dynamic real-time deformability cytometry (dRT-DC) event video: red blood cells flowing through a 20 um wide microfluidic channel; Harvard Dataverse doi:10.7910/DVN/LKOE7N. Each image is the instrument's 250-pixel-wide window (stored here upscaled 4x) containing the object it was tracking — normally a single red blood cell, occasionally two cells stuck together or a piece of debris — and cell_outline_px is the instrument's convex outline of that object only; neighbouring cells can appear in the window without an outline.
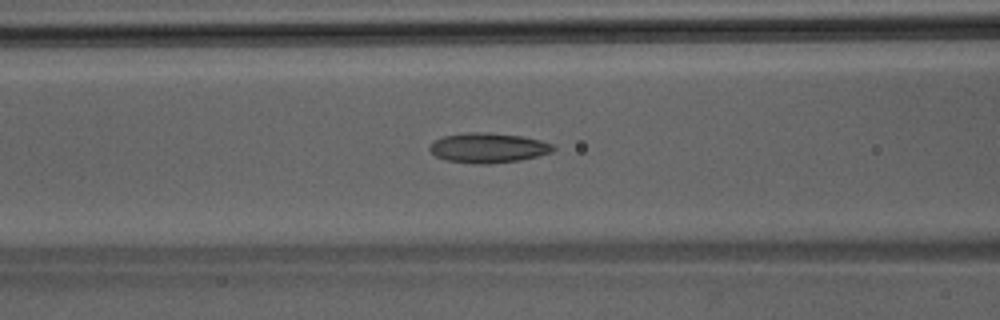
{"species": "Egyptian fruit bat (a non-hibernating species)", "species_latin": "Rousettus aegyptiacus", "temperature_condition": "room temperature", "stored_images_in_passage": 42, "camera_frame_rate_fps": 3000, "um_per_image_px": 0.085, "animal": {"sex": "male"}, "frame": {"image": 1, "passage_image": 16, "time_ms": 5.0, "image_size_px": [1000, 320], "cell_outline_px": [[556, 148], [552, 152], [520, 160], [492, 164], [472, 164], [448, 160], [436, 156], [428, 148], [436, 140], [444, 136], [468, 132], [488, 132], [520, 136], [540, 140], [552, 144]], "centroid_in_image_um": [41.51, 12.57], "position_along_channel_um": 125.1, "area_um2": 21.39}}
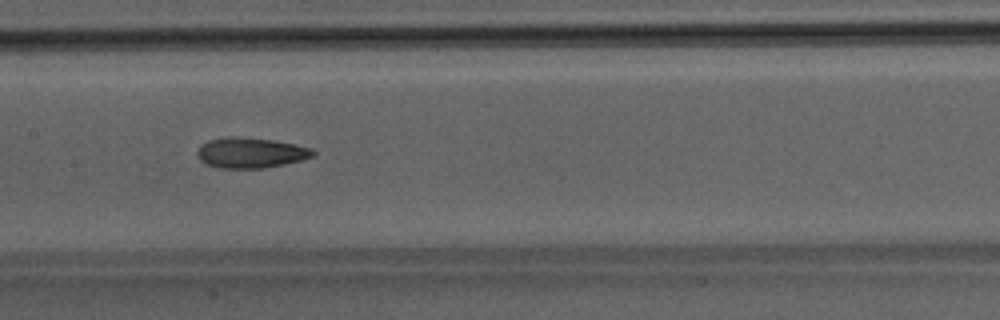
{"frame": {"image": 2, "passage_image": 20, "time_ms": 6.333, "image_size_px": [1000, 320], "cell_outline_px": [[316, 152], [312, 156], [300, 160], [284, 164], [264, 168], [216, 168], [204, 164], [196, 156], [196, 152], [208, 140], [232, 136], [236, 136], [272, 140], [312, 148]], "centroid_in_image_um": [21.26, 13.0], "position_along_channel_um": 186.1, "area_um2": 20.4}}
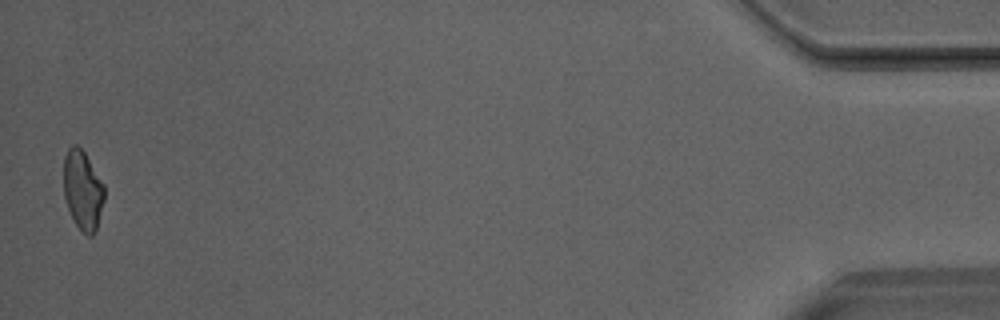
{"frame": {"image": 3, "passage_image": 42, "time_ms": 13.667, "image_size_px": [1000, 320], "cell_outline_px": [[104, 200], [96, 228], [92, 236], [88, 236], [80, 232], [68, 208], [64, 196], [64, 156], [68, 148], [72, 144], [76, 144], [84, 152], [104, 184]], "centroid_in_image_um": [7.02, 16.16], "position_along_channel_um": 428.2, "area_um2": 18.73}}